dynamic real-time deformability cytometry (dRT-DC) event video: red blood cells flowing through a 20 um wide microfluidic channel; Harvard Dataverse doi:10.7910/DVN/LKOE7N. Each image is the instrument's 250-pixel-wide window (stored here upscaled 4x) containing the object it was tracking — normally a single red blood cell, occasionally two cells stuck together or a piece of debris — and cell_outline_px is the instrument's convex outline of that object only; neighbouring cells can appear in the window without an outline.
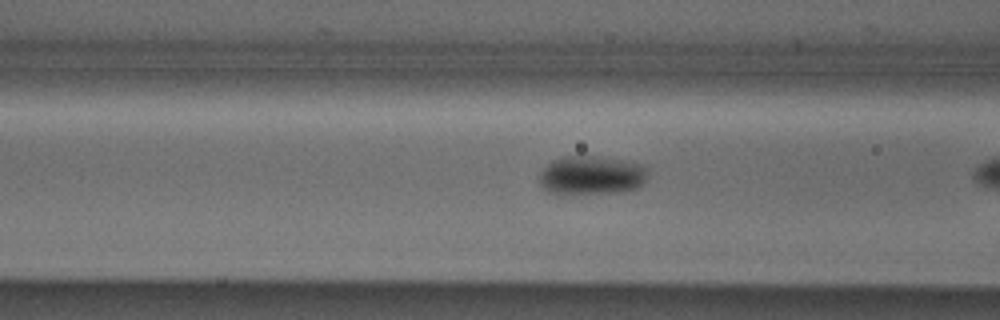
{"species": "Egyptian fruit bat (a non-hibernating species)", "species_latin": "Rousettus aegyptiacus", "temperature_condition": "cold", "stored_images_in_passage": 15, "camera_frame_rate_fps": 3000, "um_per_image_px": 0.085, "animal": {"sex": "male"}, "frame": {"image": 1, "passage_image": 13, "time_ms": 4.0, "image_size_px": [1000, 320], "cell_outline_px": [[648, 168], [644, 184], [636, 188], [624, 192], [564, 196], [560, 196], [548, 192], [540, 184], [540, 172], [552, 160], [564, 156], [592, 156], [624, 160], [644, 164]], "centroid_in_image_um": [50.27, 14.94], "position_along_channel_um": 116.3, "area_um2": 25.37}}